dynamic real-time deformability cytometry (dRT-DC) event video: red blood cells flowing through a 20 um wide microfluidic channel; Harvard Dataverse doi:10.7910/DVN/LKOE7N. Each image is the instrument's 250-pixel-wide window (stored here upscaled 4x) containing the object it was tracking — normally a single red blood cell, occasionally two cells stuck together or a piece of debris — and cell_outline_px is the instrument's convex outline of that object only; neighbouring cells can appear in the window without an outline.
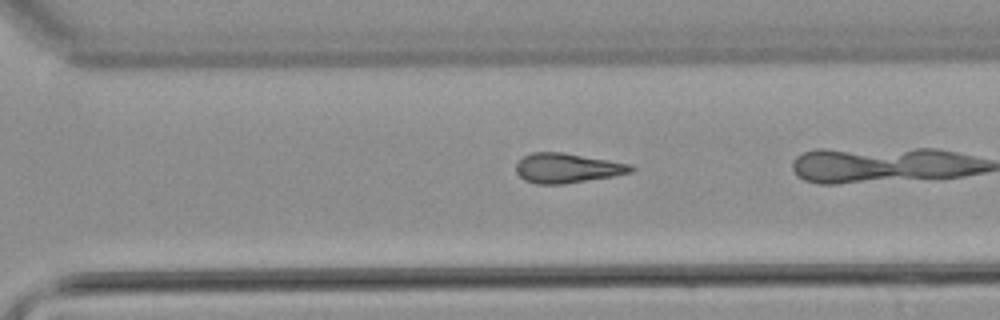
{"species": "common noctule bat (a hibernating species)", "species_latin": "Nyctalus noctula", "temperature_condition": "warm", "stored_images_in_passage": 30, "camera_frame_rate_fps": 3000, "um_per_image_px": 0.085, "animal": {"sex": "male", "body_mass_g": 21.5, "forearm_length_mm": 52.0}, "frame": {"image": 1, "passage_image": 26, "time_ms": 8.333, "image_size_px": [1000, 320], "cell_outline_px": [[636, 168], [632, 172], [612, 176], [564, 184], [536, 184], [524, 180], [516, 172], [516, 164], [524, 156], [532, 152], [564, 152], [632, 164]], "centroid_in_image_um": [48.22, 14.28], "position_along_channel_um": 322.4, "area_um2": 19.94}}